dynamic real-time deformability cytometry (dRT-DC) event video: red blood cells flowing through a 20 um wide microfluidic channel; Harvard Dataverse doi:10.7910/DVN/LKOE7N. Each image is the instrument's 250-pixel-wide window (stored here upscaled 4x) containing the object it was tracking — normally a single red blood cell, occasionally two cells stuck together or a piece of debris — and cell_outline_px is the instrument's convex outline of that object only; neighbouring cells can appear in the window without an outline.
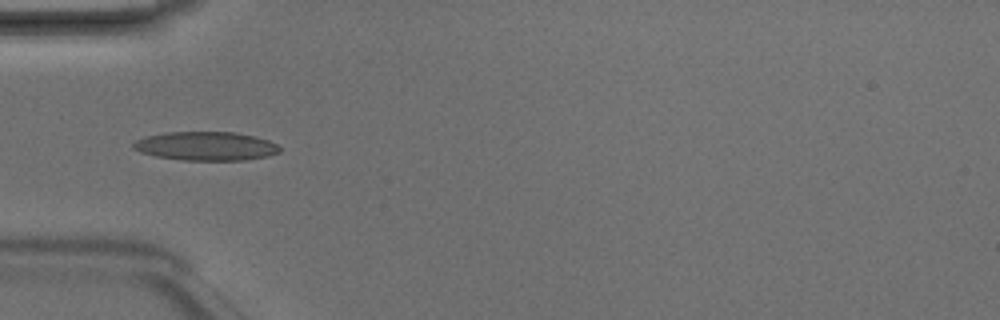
{"species": "Egyptian fruit bat (a non-hibernating species)", "species_latin": "Rousettus aegyptiacus", "temperature_condition": "room temperature", "stored_images_in_passage": 7, "camera_frame_rate_fps": 3000, "um_per_image_px": 0.085, "animal": {"sex": "male"}, "frame": {"image": 1, "passage_image": 6, "time_ms": 1.667, "image_size_px": [1000, 320], "cell_outline_px": [[280, 152], [268, 156], [244, 160], [184, 160], [156, 156], [140, 152], [132, 148], [132, 144], [136, 140], [144, 136], [168, 132], [232, 132], [256, 136], [268, 140], [276, 144], [280, 148]], "centroid_in_image_um": [17.49, 12.41], "position_along_channel_um": 67.5, "area_um2": 24.57}}